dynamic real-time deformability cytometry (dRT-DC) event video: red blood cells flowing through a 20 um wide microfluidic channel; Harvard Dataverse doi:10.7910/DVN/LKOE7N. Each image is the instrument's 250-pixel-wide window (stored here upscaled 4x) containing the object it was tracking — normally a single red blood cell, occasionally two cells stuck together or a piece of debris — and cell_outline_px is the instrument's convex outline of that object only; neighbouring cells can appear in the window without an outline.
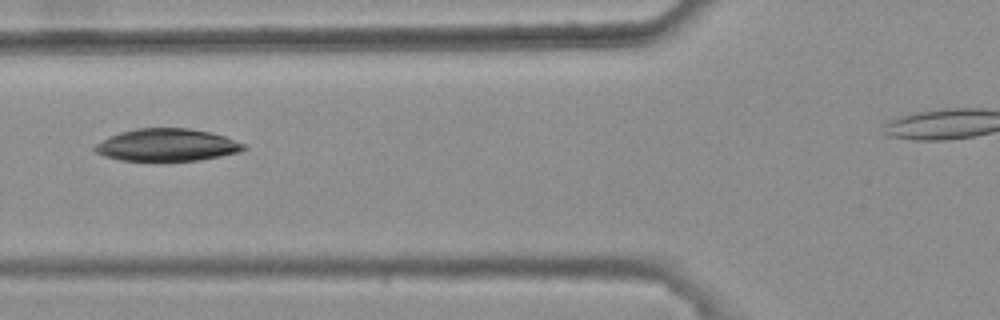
{"species": "common noctule bat (a hibernating species)", "species_latin": "Nyctalus noctula", "temperature_condition": "warm", "stored_images_in_passage": 7, "camera_frame_rate_fps": 3000, "um_per_image_px": 0.085, "animal": {"sex": "female", "body_mass_g": 25.1}, "frame": {"image": 1, "passage_image": 4, "time_ms": 1.0, "image_size_px": [1000, 320], "cell_outline_px": [[248, 148], [240, 152], [200, 160], [120, 160], [104, 156], [96, 152], [92, 148], [96, 144], [108, 136], [120, 132], [136, 128], [188, 128], [208, 132], [224, 136], [244, 144]], "centroid_in_image_um": [14.17, 12.32], "position_along_channel_um": 111.6, "area_um2": 27.92}}
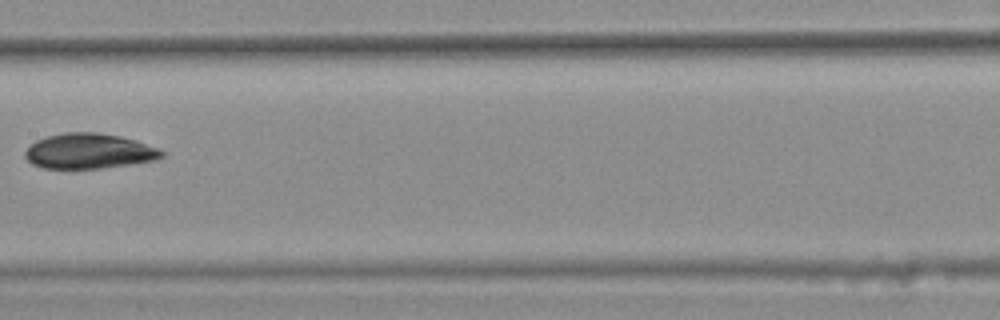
{"frame": {"image": 2, "passage_image": 6, "time_ms": 1.667, "image_size_px": [1000, 320], "cell_outline_px": [[164, 156], [152, 160], [128, 164], [100, 168], [44, 168], [32, 164], [24, 156], [24, 152], [36, 140], [48, 136], [64, 132], [96, 132], [120, 136], [136, 140], [160, 148], [164, 152]], "centroid_in_image_um": [7.56, 12.83], "position_along_channel_um": 199.8, "area_um2": 27.86}}
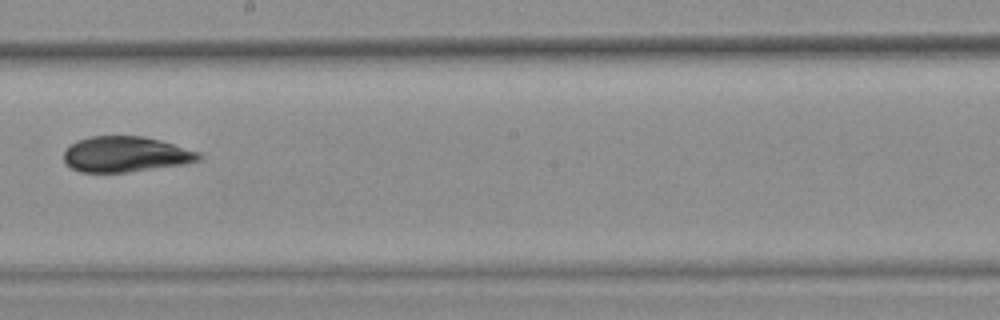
{"frame": {"image": 3, "passage_image": 7, "time_ms": 2.0, "image_size_px": [1000, 320], "cell_outline_px": [[204, 156], [200, 160], [184, 164], [124, 172], [80, 172], [72, 168], [64, 160], [64, 152], [76, 140], [92, 136], [144, 136], [160, 140], [200, 152]], "centroid_in_image_um": [10.7, 13.1], "position_along_channel_um": 237.5, "area_um2": 27.8}}